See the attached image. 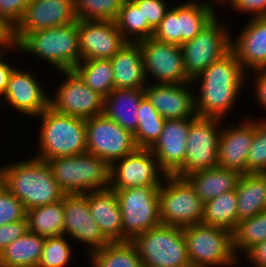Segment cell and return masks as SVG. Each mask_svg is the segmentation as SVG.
I'll list each match as a JSON object with an SVG mask.
<instances>
[{
	"label": "cell",
	"mask_w": 266,
	"mask_h": 267,
	"mask_svg": "<svg viewBox=\"0 0 266 267\" xmlns=\"http://www.w3.org/2000/svg\"><path fill=\"white\" fill-rule=\"evenodd\" d=\"M0 41L7 42L12 48L17 46L15 27L0 14Z\"/></svg>",
	"instance_id": "cell-50"
},
{
	"label": "cell",
	"mask_w": 266,
	"mask_h": 267,
	"mask_svg": "<svg viewBox=\"0 0 266 267\" xmlns=\"http://www.w3.org/2000/svg\"><path fill=\"white\" fill-rule=\"evenodd\" d=\"M90 267H143L136 247L131 241L109 242L84 258Z\"/></svg>",
	"instance_id": "cell-31"
},
{
	"label": "cell",
	"mask_w": 266,
	"mask_h": 267,
	"mask_svg": "<svg viewBox=\"0 0 266 267\" xmlns=\"http://www.w3.org/2000/svg\"><path fill=\"white\" fill-rule=\"evenodd\" d=\"M0 165V182L27 210L59 202L65 196L50 165L34 156Z\"/></svg>",
	"instance_id": "cell-2"
},
{
	"label": "cell",
	"mask_w": 266,
	"mask_h": 267,
	"mask_svg": "<svg viewBox=\"0 0 266 267\" xmlns=\"http://www.w3.org/2000/svg\"><path fill=\"white\" fill-rule=\"evenodd\" d=\"M144 89H113L104 98L103 114L134 134L138 128V108Z\"/></svg>",
	"instance_id": "cell-27"
},
{
	"label": "cell",
	"mask_w": 266,
	"mask_h": 267,
	"mask_svg": "<svg viewBox=\"0 0 266 267\" xmlns=\"http://www.w3.org/2000/svg\"><path fill=\"white\" fill-rule=\"evenodd\" d=\"M138 128L134 135L137 148L150 149L159 139L163 130L165 119L152 106L144 96L138 108Z\"/></svg>",
	"instance_id": "cell-36"
},
{
	"label": "cell",
	"mask_w": 266,
	"mask_h": 267,
	"mask_svg": "<svg viewBox=\"0 0 266 267\" xmlns=\"http://www.w3.org/2000/svg\"><path fill=\"white\" fill-rule=\"evenodd\" d=\"M166 176L150 149L137 148L110 165L109 188L161 186Z\"/></svg>",
	"instance_id": "cell-17"
},
{
	"label": "cell",
	"mask_w": 266,
	"mask_h": 267,
	"mask_svg": "<svg viewBox=\"0 0 266 267\" xmlns=\"http://www.w3.org/2000/svg\"><path fill=\"white\" fill-rule=\"evenodd\" d=\"M28 231L27 218L0 226V253L1 251Z\"/></svg>",
	"instance_id": "cell-47"
},
{
	"label": "cell",
	"mask_w": 266,
	"mask_h": 267,
	"mask_svg": "<svg viewBox=\"0 0 266 267\" xmlns=\"http://www.w3.org/2000/svg\"><path fill=\"white\" fill-rule=\"evenodd\" d=\"M138 43L141 47L147 83L183 84L192 82L185 71L181 46L160 42L153 37Z\"/></svg>",
	"instance_id": "cell-15"
},
{
	"label": "cell",
	"mask_w": 266,
	"mask_h": 267,
	"mask_svg": "<svg viewBox=\"0 0 266 267\" xmlns=\"http://www.w3.org/2000/svg\"><path fill=\"white\" fill-rule=\"evenodd\" d=\"M229 11H233L235 13L238 12L243 14H247V16L253 17H266V0H229L226 3ZM250 14V15H248Z\"/></svg>",
	"instance_id": "cell-45"
},
{
	"label": "cell",
	"mask_w": 266,
	"mask_h": 267,
	"mask_svg": "<svg viewBox=\"0 0 266 267\" xmlns=\"http://www.w3.org/2000/svg\"><path fill=\"white\" fill-rule=\"evenodd\" d=\"M47 163L65 194H86L109 188L110 165L89 152L53 158Z\"/></svg>",
	"instance_id": "cell-5"
},
{
	"label": "cell",
	"mask_w": 266,
	"mask_h": 267,
	"mask_svg": "<svg viewBox=\"0 0 266 267\" xmlns=\"http://www.w3.org/2000/svg\"><path fill=\"white\" fill-rule=\"evenodd\" d=\"M28 231L43 237L63 235V199L59 202L38 206L26 211Z\"/></svg>",
	"instance_id": "cell-32"
},
{
	"label": "cell",
	"mask_w": 266,
	"mask_h": 267,
	"mask_svg": "<svg viewBox=\"0 0 266 267\" xmlns=\"http://www.w3.org/2000/svg\"><path fill=\"white\" fill-rule=\"evenodd\" d=\"M22 66L19 63L13 70L5 95L0 101V110L1 106L6 105L7 109L16 110L17 115L34 119L49 107L50 92L47 90L48 85L43 86L41 81L44 79L40 80L39 74L35 75L33 69Z\"/></svg>",
	"instance_id": "cell-13"
},
{
	"label": "cell",
	"mask_w": 266,
	"mask_h": 267,
	"mask_svg": "<svg viewBox=\"0 0 266 267\" xmlns=\"http://www.w3.org/2000/svg\"><path fill=\"white\" fill-rule=\"evenodd\" d=\"M161 225L184 228L201 224L204 203L184 179L167 175L159 187Z\"/></svg>",
	"instance_id": "cell-10"
},
{
	"label": "cell",
	"mask_w": 266,
	"mask_h": 267,
	"mask_svg": "<svg viewBox=\"0 0 266 267\" xmlns=\"http://www.w3.org/2000/svg\"><path fill=\"white\" fill-rule=\"evenodd\" d=\"M194 119L165 120L159 139L150 148L160 168L173 175L185 161L186 142Z\"/></svg>",
	"instance_id": "cell-23"
},
{
	"label": "cell",
	"mask_w": 266,
	"mask_h": 267,
	"mask_svg": "<svg viewBox=\"0 0 266 267\" xmlns=\"http://www.w3.org/2000/svg\"><path fill=\"white\" fill-rule=\"evenodd\" d=\"M242 173L220 167L199 170L183 177L203 203L237 188Z\"/></svg>",
	"instance_id": "cell-26"
},
{
	"label": "cell",
	"mask_w": 266,
	"mask_h": 267,
	"mask_svg": "<svg viewBox=\"0 0 266 267\" xmlns=\"http://www.w3.org/2000/svg\"><path fill=\"white\" fill-rule=\"evenodd\" d=\"M115 22L127 42L138 43L151 38L154 33L148 22H143L142 8H139L133 0L124 2Z\"/></svg>",
	"instance_id": "cell-35"
},
{
	"label": "cell",
	"mask_w": 266,
	"mask_h": 267,
	"mask_svg": "<svg viewBox=\"0 0 266 267\" xmlns=\"http://www.w3.org/2000/svg\"><path fill=\"white\" fill-rule=\"evenodd\" d=\"M11 49L12 47L7 42L0 41V59L9 53Z\"/></svg>",
	"instance_id": "cell-51"
},
{
	"label": "cell",
	"mask_w": 266,
	"mask_h": 267,
	"mask_svg": "<svg viewBox=\"0 0 266 267\" xmlns=\"http://www.w3.org/2000/svg\"><path fill=\"white\" fill-rule=\"evenodd\" d=\"M88 205L100 231L110 241H123L122 215L115 190L88 192Z\"/></svg>",
	"instance_id": "cell-24"
},
{
	"label": "cell",
	"mask_w": 266,
	"mask_h": 267,
	"mask_svg": "<svg viewBox=\"0 0 266 267\" xmlns=\"http://www.w3.org/2000/svg\"><path fill=\"white\" fill-rule=\"evenodd\" d=\"M34 118L33 121L38 120L40 125L36 138L37 150L32 156L47 162L53 158L86 152L85 119L61 114L51 107Z\"/></svg>",
	"instance_id": "cell-4"
},
{
	"label": "cell",
	"mask_w": 266,
	"mask_h": 267,
	"mask_svg": "<svg viewBox=\"0 0 266 267\" xmlns=\"http://www.w3.org/2000/svg\"><path fill=\"white\" fill-rule=\"evenodd\" d=\"M192 82L183 84L147 83L144 93L165 119H195V90Z\"/></svg>",
	"instance_id": "cell-21"
},
{
	"label": "cell",
	"mask_w": 266,
	"mask_h": 267,
	"mask_svg": "<svg viewBox=\"0 0 266 267\" xmlns=\"http://www.w3.org/2000/svg\"><path fill=\"white\" fill-rule=\"evenodd\" d=\"M218 9L200 0L178 4L179 46L191 40L216 16Z\"/></svg>",
	"instance_id": "cell-29"
},
{
	"label": "cell",
	"mask_w": 266,
	"mask_h": 267,
	"mask_svg": "<svg viewBox=\"0 0 266 267\" xmlns=\"http://www.w3.org/2000/svg\"><path fill=\"white\" fill-rule=\"evenodd\" d=\"M266 171V122L255 119V131L247 156L246 173Z\"/></svg>",
	"instance_id": "cell-40"
},
{
	"label": "cell",
	"mask_w": 266,
	"mask_h": 267,
	"mask_svg": "<svg viewBox=\"0 0 266 267\" xmlns=\"http://www.w3.org/2000/svg\"><path fill=\"white\" fill-rule=\"evenodd\" d=\"M21 56L35 57L55 71L73 70L80 62L77 21L28 33L18 44Z\"/></svg>",
	"instance_id": "cell-3"
},
{
	"label": "cell",
	"mask_w": 266,
	"mask_h": 267,
	"mask_svg": "<svg viewBox=\"0 0 266 267\" xmlns=\"http://www.w3.org/2000/svg\"><path fill=\"white\" fill-rule=\"evenodd\" d=\"M200 1H203V2H206V3H209V4H212L215 7H220L221 6V9H222L223 6H226V3L229 0H200Z\"/></svg>",
	"instance_id": "cell-52"
},
{
	"label": "cell",
	"mask_w": 266,
	"mask_h": 267,
	"mask_svg": "<svg viewBox=\"0 0 266 267\" xmlns=\"http://www.w3.org/2000/svg\"><path fill=\"white\" fill-rule=\"evenodd\" d=\"M139 8H142L143 22L155 29L166 12L170 9L169 0H133Z\"/></svg>",
	"instance_id": "cell-43"
},
{
	"label": "cell",
	"mask_w": 266,
	"mask_h": 267,
	"mask_svg": "<svg viewBox=\"0 0 266 267\" xmlns=\"http://www.w3.org/2000/svg\"><path fill=\"white\" fill-rule=\"evenodd\" d=\"M126 0H73L77 20L115 21Z\"/></svg>",
	"instance_id": "cell-39"
},
{
	"label": "cell",
	"mask_w": 266,
	"mask_h": 267,
	"mask_svg": "<svg viewBox=\"0 0 266 267\" xmlns=\"http://www.w3.org/2000/svg\"><path fill=\"white\" fill-rule=\"evenodd\" d=\"M245 264L249 267H266V240L252 246L239 258L238 267H248Z\"/></svg>",
	"instance_id": "cell-48"
},
{
	"label": "cell",
	"mask_w": 266,
	"mask_h": 267,
	"mask_svg": "<svg viewBox=\"0 0 266 267\" xmlns=\"http://www.w3.org/2000/svg\"><path fill=\"white\" fill-rule=\"evenodd\" d=\"M85 125L86 152L109 165L137 149L134 135L104 114L85 119Z\"/></svg>",
	"instance_id": "cell-14"
},
{
	"label": "cell",
	"mask_w": 266,
	"mask_h": 267,
	"mask_svg": "<svg viewBox=\"0 0 266 267\" xmlns=\"http://www.w3.org/2000/svg\"><path fill=\"white\" fill-rule=\"evenodd\" d=\"M74 242L67 236L46 237L37 267H70L77 257ZM76 255V256H75ZM73 259V260H72Z\"/></svg>",
	"instance_id": "cell-38"
},
{
	"label": "cell",
	"mask_w": 266,
	"mask_h": 267,
	"mask_svg": "<svg viewBox=\"0 0 266 267\" xmlns=\"http://www.w3.org/2000/svg\"><path fill=\"white\" fill-rule=\"evenodd\" d=\"M246 75L232 50L208 66L192 80L197 117L228 120L243 97Z\"/></svg>",
	"instance_id": "cell-1"
},
{
	"label": "cell",
	"mask_w": 266,
	"mask_h": 267,
	"mask_svg": "<svg viewBox=\"0 0 266 267\" xmlns=\"http://www.w3.org/2000/svg\"><path fill=\"white\" fill-rule=\"evenodd\" d=\"M240 27L231 32V50L247 73L266 70V17H249Z\"/></svg>",
	"instance_id": "cell-22"
},
{
	"label": "cell",
	"mask_w": 266,
	"mask_h": 267,
	"mask_svg": "<svg viewBox=\"0 0 266 267\" xmlns=\"http://www.w3.org/2000/svg\"><path fill=\"white\" fill-rule=\"evenodd\" d=\"M238 119H241L238 120L239 123L223 121L217 167L245 174L247 156L255 131V118L248 115L244 116V119L240 117Z\"/></svg>",
	"instance_id": "cell-19"
},
{
	"label": "cell",
	"mask_w": 266,
	"mask_h": 267,
	"mask_svg": "<svg viewBox=\"0 0 266 267\" xmlns=\"http://www.w3.org/2000/svg\"><path fill=\"white\" fill-rule=\"evenodd\" d=\"M131 242L143 267H192L181 227L159 225L135 236Z\"/></svg>",
	"instance_id": "cell-7"
},
{
	"label": "cell",
	"mask_w": 266,
	"mask_h": 267,
	"mask_svg": "<svg viewBox=\"0 0 266 267\" xmlns=\"http://www.w3.org/2000/svg\"><path fill=\"white\" fill-rule=\"evenodd\" d=\"M63 210V234L76 242L74 245H81L80 249L82 246L85 248L84 256L85 253L88 256L110 242L94 220L88 205V197L85 194H65Z\"/></svg>",
	"instance_id": "cell-16"
},
{
	"label": "cell",
	"mask_w": 266,
	"mask_h": 267,
	"mask_svg": "<svg viewBox=\"0 0 266 267\" xmlns=\"http://www.w3.org/2000/svg\"><path fill=\"white\" fill-rule=\"evenodd\" d=\"M202 224L230 230L237 225L236 190L228 191L204 203Z\"/></svg>",
	"instance_id": "cell-33"
},
{
	"label": "cell",
	"mask_w": 266,
	"mask_h": 267,
	"mask_svg": "<svg viewBox=\"0 0 266 267\" xmlns=\"http://www.w3.org/2000/svg\"><path fill=\"white\" fill-rule=\"evenodd\" d=\"M183 234L192 267H238L230 230L201 223L184 227Z\"/></svg>",
	"instance_id": "cell-6"
},
{
	"label": "cell",
	"mask_w": 266,
	"mask_h": 267,
	"mask_svg": "<svg viewBox=\"0 0 266 267\" xmlns=\"http://www.w3.org/2000/svg\"><path fill=\"white\" fill-rule=\"evenodd\" d=\"M63 80L54 86L49 107L61 114L88 119L103 114L104 97L91 90L74 70L55 71Z\"/></svg>",
	"instance_id": "cell-12"
},
{
	"label": "cell",
	"mask_w": 266,
	"mask_h": 267,
	"mask_svg": "<svg viewBox=\"0 0 266 267\" xmlns=\"http://www.w3.org/2000/svg\"><path fill=\"white\" fill-rule=\"evenodd\" d=\"M29 0H0V14L14 27L23 17Z\"/></svg>",
	"instance_id": "cell-46"
},
{
	"label": "cell",
	"mask_w": 266,
	"mask_h": 267,
	"mask_svg": "<svg viewBox=\"0 0 266 267\" xmlns=\"http://www.w3.org/2000/svg\"><path fill=\"white\" fill-rule=\"evenodd\" d=\"M9 53L10 54L7 53L3 58L0 59V101L5 95L7 84L13 70L18 66L15 61L13 62L12 60L11 62V60H9L8 55L10 56L11 54H19V48L17 46L14 47L9 51Z\"/></svg>",
	"instance_id": "cell-49"
},
{
	"label": "cell",
	"mask_w": 266,
	"mask_h": 267,
	"mask_svg": "<svg viewBox=\"0 0 266 267\" xmlns=\"http://www.w3.org/2000/svg\"><path fill=\"white\" fill-rule=\"evenodd\" d=\"M73 70L91 90L104 98L114 89V71L110 59L81 61Z\"/></svg>",
	"instance_id": "cell-34"
},
{
	"label": "cell",
	"mask_w": 266,
	"mask_h": 267,
	"mask_svg": "<svg viewBox=\"0 0 266 267\" xmlns=\"http://www.w3.org/2000/svg\"><path fill=\"white\" fill-rule=\"evenodd\" d=\"M81 61L111 59L127 41L115 21L77 20Z\"/></svg>",
	"instance_id": "cell-18"
},
{
	"label": "cell",
	"mask_w": 266,
	"mask_h": 267,
	"mask_svg": "<svg viewBox=\"0 0 266 267\" xmlns=\"http://www.w3.org/2000/svg\"><path fill=\"white\" fill-rule=\"evenodd\" d=\"M114 89H144L147 81L139 43L127 42L111 59Z\"/></svg>",
	"instance_id": "cell-25"
},
{
	"label": "cell",
	"mask_w": 266,
	"mask_h": 267,
	"mask_svg": "<svg viewBox=\"0 0 266 267\" xmlns=\"http://www.w3.org/2000/svg\"><path fill=\"white\" fill-rule=\"evenodd\" d=\"M223 120L196 117L190 124L183 165L173 176L183 178L190 173L217 167L218 148Z\"/></svg>",
	"instance_id": "cell-11"
},
{
	"label": "cell",
	"mask_w": 266,
	"mask_h": 267,
	"mask_svg": "<svg viewBox=\"0 0 266 267\" xmlns=\"http://www.w3.org/2000/svg\"><path fill=\"white\" fill-rule=\"evenodd\" d=\"M246 86L252 89L253 92L251 93L254 96L253 99L255 98L254 100H256V105H259V108L266 111V70H253L248 72L246 75ZM256 117V120L266 122V116L264 117L263 115L261 118H258L259 116L257 115Z\"/></svg>",
	"instance_id": "cell-44"
},
{
	"label": "cell",
	"mask_w": 266,
	"mask_h": 267,
	"mask_svg": "<svg viewBox=\"0 0 266 267\" xmlns=\"http://www.w3.org/2000/svg\"><path fill=\"white\" fill-rule=\"evenodd\" d=\"M171 5L165 17L154 29L153 38L165 43L179 45L178 3Z\"/></svg>",
	"instance_id": "cell-42"
},
{
	"label": "cell",
	"mask_w": 266,
	"mask_h": 267,
	"mask_svg": "<svg viewBox=\"0 0 266 267\" xmlns=\"http://www.w3.org/2000/svg\"><path fill=\"white\" fill-rule=\"evenodd\" d=\"M44 242L45 237L27 231L1 251L0 261L4 267H37Z\"/></svg>",
	"instance_id": "cell-30"
},
{
	"label": "cell",
	"mask_w": 266,
	"mask_h": 267,
	"mask_svg": "<svg viewBox=\"0 0 266 267\" xmlns=\"http://www.w3.org/2000/svg\"><path fill=\"white\" fill-rule=\"evenodd\" d=\"M266 178V172L261 173Z\"/></svg>",
	"instance_id": "cell-53"
},
{
	"label": "cell",
	"mask_w": 266,
	"mask_h": 267,
	"mask_svg": "<svg viewBox=\"0 0 266 267\" xmlns=\"http://www.w3.org/2000/svg\"><path fill=\"white\" fill-rule=\"evenodd\" d=\"M236 194L238 223L266 209V178L260 173L242 174Z\"/></svg>",
	"instance_id": "cell-28"
},
{
	"label": "cell",
	"mask_w": 266,
	"mask_h": 267,
	"mask_svg": "<svg viewBox=\"0 0 266 267\" xmlns=\"http://www.w3.org/2000/svg\"><path fill=\"white\" fill-rule=\"evenodd\" d=\"M77 21L73 0H29L15 27L17 44L30 32L69 25Z\"/></svg>",
	"instance_id": "cell-20"
},
{
	"label": "cell",
	"mask_w": 266,
	"mask_h": 267,
	"mask_svg": "<svg viewBox=\"0 0 266 267\" xmlns=\"http://www.w3.org/2000/svg\"><path fill=\"white\" fill-rule=\"evenodd\" d=\"M220 19L216 15L198 35L181 45L185 71L191 81L231 50L233 26Z\"/></svg>",
	"instance_id": "cell-8"
},
{
	"label": "cell",
	"mask_w": 266,
	"mask_h": 267,
	"mask_svg": "<svg viewBox=\"0 0 266 267\" xmlns=\"http://www.w3.org/2000/svg\"><path fill=\"white\" fill-rule=\"evenodd\" d=\"M160 186H142L115 190L122 215L123 241L161 225Z\"/></svg>",
	"instance_id": "cell-9"
},
{
	"label": "cell",
	"mask_w": 266,
	"mask_h": 267,
	"mask_svg": "<svg viewBox=\"0 0 266 267\" xmlns=\"http://www.w3.org/2000/svg\"><path fill=\"white\" fill-rule=\"evenodd\" d=\"M266 240V209L241 220L232 231V247L239 259L252 246Z\"/></svg>",
	"instance_id": "cell-37"
},
{
	"label": "cell",
	"mask_w": 266,
	"mask_h": 267,
	"mask_svg": "<svg viewBox=\"0 0 266 267\" xmlns=\"http://www.w3.org/2000/svg\"><path fill=\"white\" fill-rule=\"evenodd\" d=\"M25 218L23 203L0 182V226Z\"/></svg>",
	"instance_id": "cell-41"
}]
</instances>
